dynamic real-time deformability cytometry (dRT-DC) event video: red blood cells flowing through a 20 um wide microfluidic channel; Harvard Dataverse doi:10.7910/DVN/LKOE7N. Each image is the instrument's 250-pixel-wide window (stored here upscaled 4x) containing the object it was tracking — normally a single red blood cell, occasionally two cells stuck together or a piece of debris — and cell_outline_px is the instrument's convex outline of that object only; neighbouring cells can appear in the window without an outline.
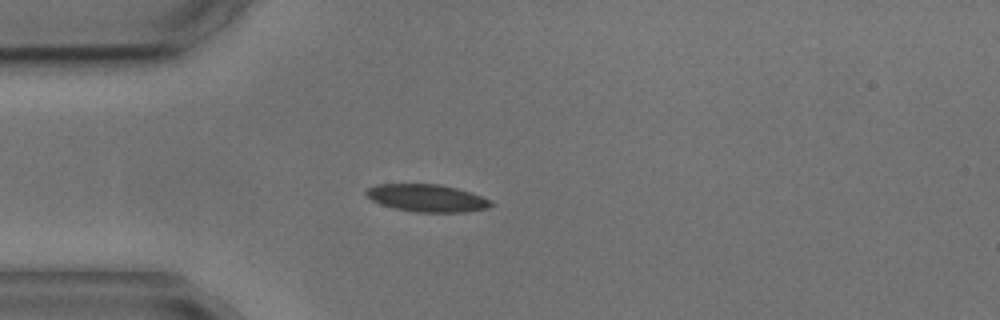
{"species": "common noctule bat (a hibernating species)", "species_latin": "Nyctalus noctula", "temperature_condition": "cold", "stored_images_in_passage": 1, "camera_frame_rate_fps": 3000, "um_per_image_px": 0.085, "animal": {"sex": "male", "body_mass_g": 17.9, "forearm_length_mm": 54.2}, "frame": {"image": 1, "passage_image": 1, "time_ms": 0.0, "image_size_px": [1000, 320], "cell_outline_px": [[492, 204], [488, 208], [464, 212], [416, 212], [396, 208], [380, 204], [372, 200], [364, 192], [368, 188], [376, 184], [440, 184], [456, 188], [492, 200]], "centroid_in_image_um": [36.28, 16.83], "position_along_channel_um": 48.7, "area_um2": 19.77}}